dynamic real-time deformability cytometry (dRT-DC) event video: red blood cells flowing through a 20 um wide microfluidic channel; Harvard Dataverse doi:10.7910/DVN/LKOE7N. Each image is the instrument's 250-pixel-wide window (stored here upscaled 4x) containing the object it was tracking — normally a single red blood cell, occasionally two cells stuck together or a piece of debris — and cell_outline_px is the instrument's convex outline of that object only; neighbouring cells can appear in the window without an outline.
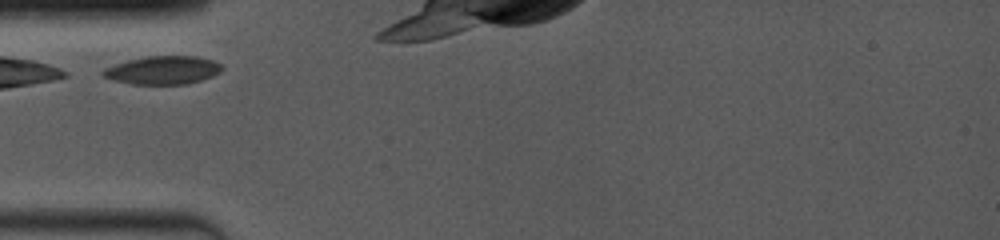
{"species": "common noctule bat (a hibernating species)", "species_latin": "Nyctalus noctula", "temperature_condition": "room temperature", "stored_images_in_passage": 6, "camera_frame_rate_fps": 4000, "um_per_image_px": 0.085, "animal": {"sex": "female", "body_mass_g": 19.0, "forearm_length_mm": 53.3}, "frame": {"image": 1, "passage_image": 1, "time_ms": 0.0, "image_size_px": [1000, 240], "cell_outline_px": [[224, 68], [220, 72], [212, 76], [188, 84], [132, 84], [100, 76], [100, 72], [104, 68], [128, 60], [148, 56], [196, 56], [212, 60], [220, 64]], "centroid_in_image_um": [13.83, 5.96], "position_along_channel_um": 71.2, "area_um2": 19.54}}